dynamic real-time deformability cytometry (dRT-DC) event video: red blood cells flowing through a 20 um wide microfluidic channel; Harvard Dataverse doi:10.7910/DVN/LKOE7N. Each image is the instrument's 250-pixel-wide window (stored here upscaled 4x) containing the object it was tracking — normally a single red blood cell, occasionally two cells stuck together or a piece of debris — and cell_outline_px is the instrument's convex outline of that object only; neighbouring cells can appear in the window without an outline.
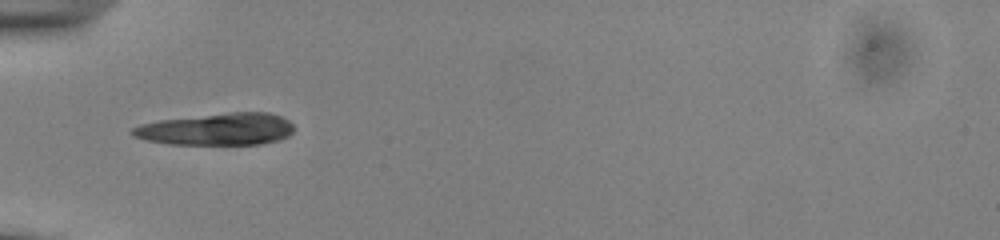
{"species": "common noctule bat (a hibernating species)", "species_latin": "Nyctalus noctula", "temperature_condition": "cold", "stored_images_in_passage": 36, "camera_frame_rate_fps": 3000, "um_per_image_px": 0.085, "animal": {"sex": "male", "body_mass_g": 13.0, "forearm_length_mm": 53.1}, "frame": {"image": 1, "passage_image": 1, "time_ms": 0.0, "image_size_px": [1000, 240], "cell_outline_px": [[292, 132], [288, 136], [280, 140], [260, 144], [168, 144], [148, 140], [132, 136], [128, 132], [132, 128], [140, 124], [160, 120], [228, 112], [268, 112], [280, 116], [288, 120], [292, 124]], "centroid_in_image_um": [18.42, 10.98], "position_along_channel_um": 66.6, "area_um2": 30.17}}
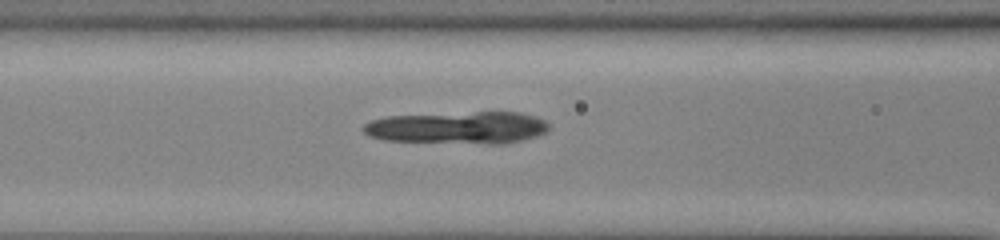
{"frame": {"image": 2, "passage_image": 6, "time_ms": 1.667, "image_size_px": [1000, 240], "cell_outline_px": [[548, 132], [536, 136], [504, 144], [488, 144], [384, 140], [368, 136], [364, 132], [364, 124], [372, 120], [388, 116], [476, 112], [520, 112], [536, 116], [544, 120], [548, 124]], "centroid_in_image_um": [38.96, 10.85], "position_along_channel_um": 127.6, "area_um2": 34.85}}
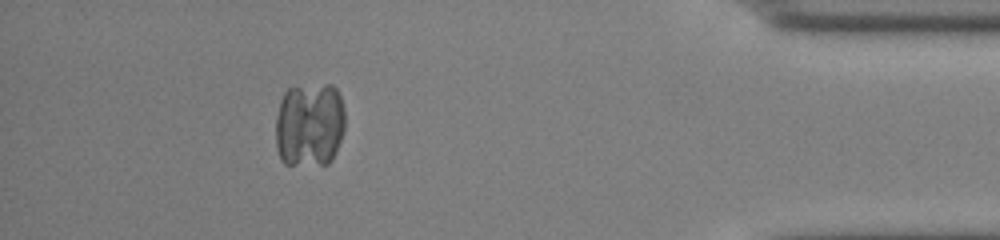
{"frame": {"image": 3, "passage_image": 31, "time_ms": 10.0, "image_size_px": [1000, 240], "cell_outline_px": [[344, 128], [336, 152], [332, 160], [328, 164], [284, 164], [280, 160], [276, 148], [276, 116], [280, 100], [284, 92], [288, 88], [328, 84], [332, 84], [336, 88], [340, 96], [344, 108]], "centroid_in_image_um": [26.3, 10.6], "position_along_channel_um": 408.9, "area_um2": 34.68}}